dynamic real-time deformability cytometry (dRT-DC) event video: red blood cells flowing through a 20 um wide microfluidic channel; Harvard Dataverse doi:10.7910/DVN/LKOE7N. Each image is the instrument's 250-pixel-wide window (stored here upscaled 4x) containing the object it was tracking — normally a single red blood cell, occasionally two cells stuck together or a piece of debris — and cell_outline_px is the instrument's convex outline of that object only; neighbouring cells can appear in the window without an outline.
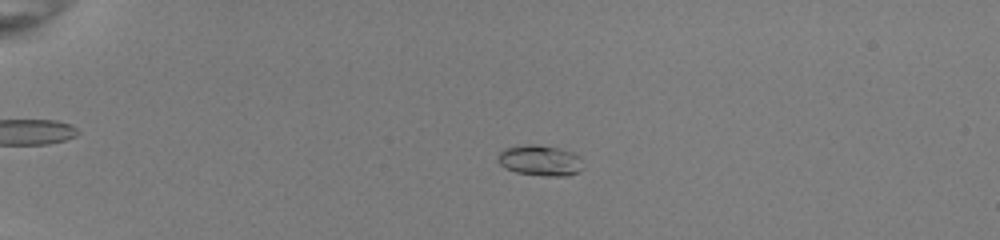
{"species": "common noctule bat (a hibernating species)", "species_latin": "Nyctalus noctula", "temperature_condition": "room temperature", "stored_images_in_passage": 45, "camera_frame_rate_fps": 3000, "um_per_image_px": 0.085, "animal": {"sex": "female", "body_mass_g": 22.0, "forearm_length_mm": 56.7}, "frame": {"image": 1, "passage_image": 6, "time_ms": 1.667, "image_size_px": [1000, 240], "cell_outline_px": [[584, 168], [568, 176], [544, 176], [516, 172], [504, 168], [500, 164], [496, 156], [504, 148], [524, 144], [536, 144], [556, 148], [572, 152], [580, 156]], "centroid_in_image_um": [45.89, 13.64], "position_along_channel_um": 39.1, "area_um2": 15.37}}
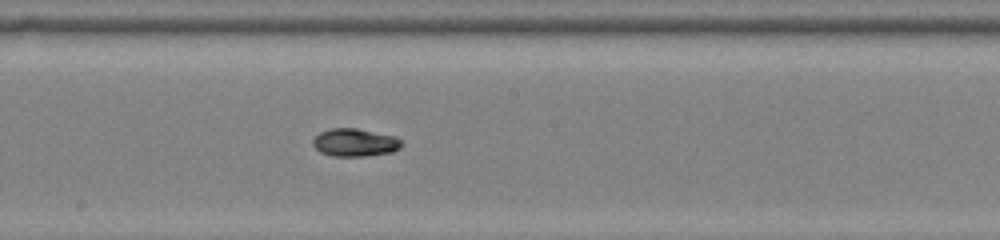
{"frame": {"image": 2, "passage_image": 24, "time_ms": 7.667, "image_size_px": [1000, 240], "cell_outline_px": [[400, 148], [392, 152], [364, 156], [332, 156], [320, 152], [312, 144], [312, 140], [320, 132], [332, 128], [356, 128], [396, 136], [400, 140]], "centroid_in_image_um": [30.15, 12.11], "position_along_channel_um": 218.1, "area_um2": 14.33}}
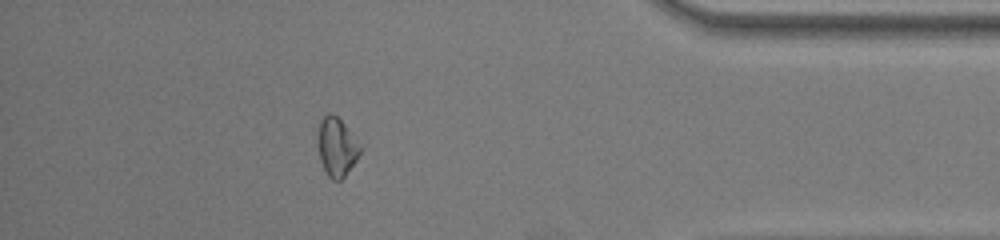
{"frame": {"image": 3, "passage_image": 40, "time_ms": 13.0, "image_size_px": [1000, 240], "cell_outline_px": [[364, 148], [356, 160], [344, 176], [340, 180], [332, 180], [328, 176], [320, 160], [316, 144], [316, 128], [320, 120], [328, 112], [332, 112], [344, 124]], "centroid_in_image_um": [28.59, 12.45], "position_along_channel_um": 406.6, "area_um2": 14.85}, "authors_computed_cell_mechanics": {"area_um2": 14.5078, "velocity_mm_per_s": 4.0228, "shape_relaxation_time_tau1_ms": 6.6752, "shape_relaxation_time_tau2_ms": 3.5248, "deformation_change_tau1": 0.1811, "deformation_change_tau2": 0.0405}}